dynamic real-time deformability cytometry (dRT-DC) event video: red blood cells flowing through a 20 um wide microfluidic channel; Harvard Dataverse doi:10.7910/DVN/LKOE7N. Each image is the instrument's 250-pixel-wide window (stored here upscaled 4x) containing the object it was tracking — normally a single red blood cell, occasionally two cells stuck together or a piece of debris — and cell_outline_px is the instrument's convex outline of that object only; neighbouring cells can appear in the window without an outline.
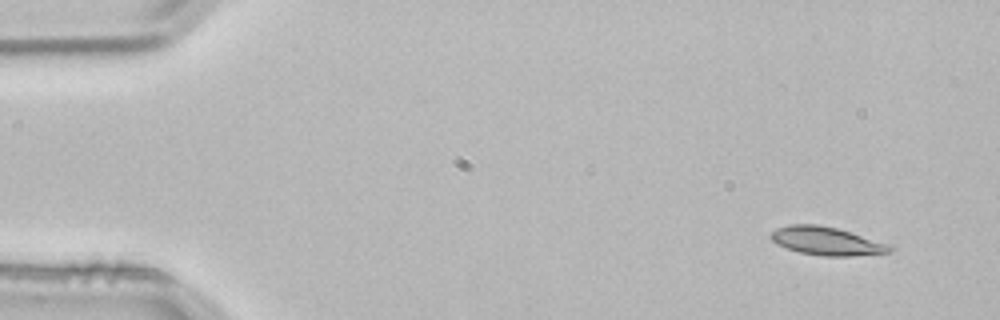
{"species": "common noctule bat (a hibernating species)", "species_latin": "Nyctalus noctula", "temperature_condition": "room temperature", "stored_images_in_passage": 4, "segment_of_instrument_passage": [1, 2], "camera_frame_rate_fps": 3000, "um_per_image_px": 0.085, "animal": {"sex": "male", "body_mass_g": 21.5, "forearm_length_mm": 52.0}, "frame": {"image": 1, "passage_image": 1, "time_ms": 0.0, "image_size_px": [1000, 320], "cell_outline_px": [[896, 248], [892, 252], [852, 256], [820, 256], [800, 252], [776, 244], [768, 236], [776, 228], [788, 224], [816, 224], [836, 228], [892, 244]], "centroid_in_image_um": [70.3, 20.49], "position_along_channel_um": 14.7, "area_um2": 19.83}}
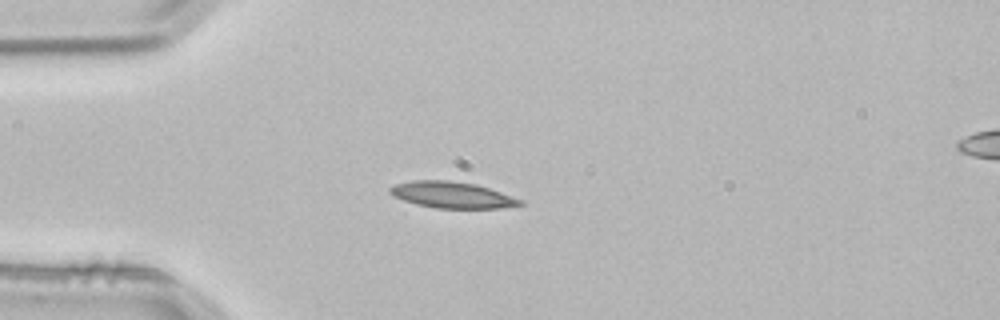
{"frame": {"image": 2, "passage_image": 3, "time_ms": 0.667, "image_size_px": [1000, 320], "cell_outline_px": [[524, 204], [500, 208], [436, 208], [416, 204], [392, 196], [388, 192], [388, 188], [396, 184], [412, 180], [448, 180], [476, 184], [524, 200]], "centroid_in_image_um": [38.4, 16.56], "position_along_channel_um": 46.6, "area_um2": 19.94}}